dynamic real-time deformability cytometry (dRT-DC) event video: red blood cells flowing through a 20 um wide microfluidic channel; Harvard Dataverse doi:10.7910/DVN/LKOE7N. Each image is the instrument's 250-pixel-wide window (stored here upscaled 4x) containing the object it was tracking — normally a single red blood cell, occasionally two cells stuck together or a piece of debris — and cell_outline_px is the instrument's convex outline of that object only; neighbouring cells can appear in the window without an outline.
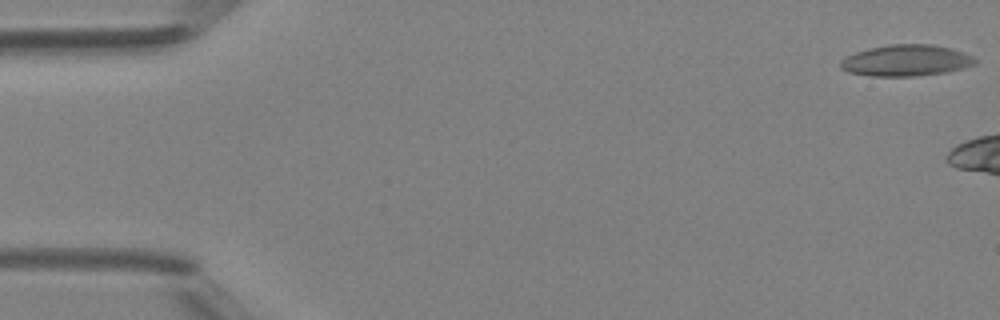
{"species": "Egyptian fruit bat (a non-hibernating species)", "species_latin": "Rousettus aegyptiacus", "temperature_condition": "room temperature", "stored_images_in_passage": 12, "camera_frame_rate_fps": 3000, "um_per_image_px": 0.085, "animal": {"sex": "female"}, "frame": {"image": 1, "passage_image": 1, "time_ms": 0.0, "image_size_px": [1000, 320], "cell_outline_px": [[976, 64], [944, 72], [916, 76], [872, 76], [848, 72], [840, 68], [840, 60], [856, 52], [868, 48], [888, 44], [932, 44], [952, 48], [972, 56], [976, 60]], "centroid_in_image_um": [76.99, 5.13], "position_along_channel_um": 8.0, "area_um2": 24.45}}
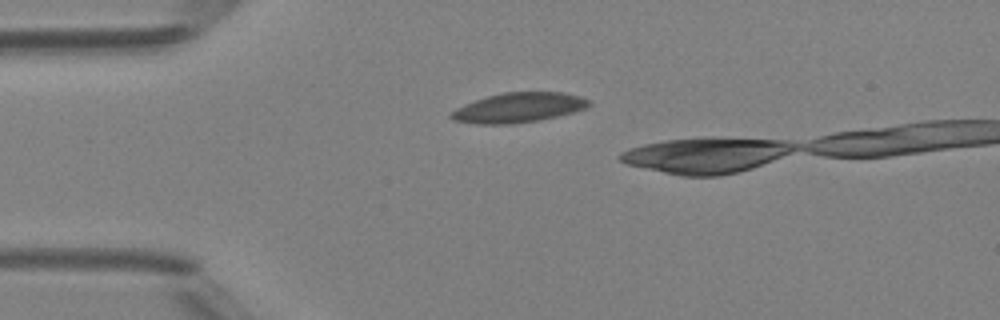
{"frame": {"image": 2, "passage_image": 11, "time_ms": 3.333, "image_size_px": [1000, 320], "cell_outline_px": [[592, 104], [588, 108], [540, 120], [512, 124], [476, 124], [452, 120], [448, 116], [456, 108], [464, 104], [488, 96], [504, 92], [564, 92], [580, 96], [588, 100]], "centroid_in_image_um": [44.08, 9.15], "position_along_channel_um": 40.9, "area_um2": 23.93}}